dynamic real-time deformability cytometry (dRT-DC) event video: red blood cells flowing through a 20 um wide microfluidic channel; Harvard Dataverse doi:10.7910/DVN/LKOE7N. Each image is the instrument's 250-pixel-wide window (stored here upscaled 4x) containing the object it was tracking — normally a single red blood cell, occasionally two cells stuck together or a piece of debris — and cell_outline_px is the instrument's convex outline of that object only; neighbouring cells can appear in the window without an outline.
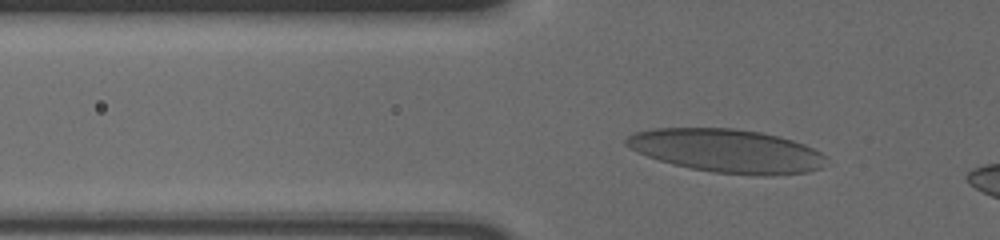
{"species": "human", "species_latin": "Homo sapiens", "temperature_condition": "cold", "stored_images_in_passage": 43, "camera_frame_rate_fps": 3000, "um_per_image_px": 0.085, "donor": {"sex": "male"}, "frame": {"image": 1, "passage_image": 11, "time_ms": 3.333, "image_size_px": [1000, 240], "cell_outline_px": [[828, 156], [820, 168], [808, 172], [772, 176], [760, 176], [712, 172], [672, 164], [648, 156], [624, 144], [624, 140], [632, 132], [652, 128], [732, 128], [760, 132], [780, 136], [804, 144]], "centroid_in_image_um": [61.8, 12.82], "position_along_channel_um": 64.0, "area_um2": 50.69}}
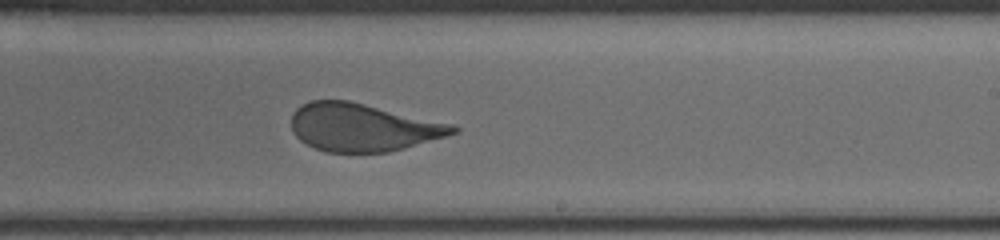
{"frame": {"image": 2, "passage_image": 28, "time_ms": 9.0, "image_size_px": [1000, 240], "cell_outline_px": [[460, 132], [404, 148], [388, 152], [324, 152], [300, 140], [296, 136], [292, 128], [292, 112], [300, 104], [308, 100], [348, 100], [452, 124], [460, 128]], "centroid_in_image_um": [30.82, 10.82], "position_along_channel_um": 258.2, "area_um2": 44.91}}
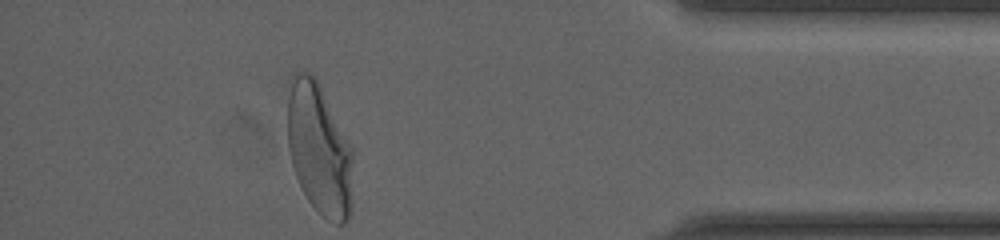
{"frame": {"image": 3, "passage_image": 43, "time_ms": 14.0, "image_size_px": [1000, 240], "cell_outline_px": [[352, 208], [348, 220], [344, 224], [336, 224], [328, 220], [308, 200], [296, 176], [292, 164], [288, 148], [288, 80], [296, 72], [308, 72], [316, 80], [352, 144]], "centroid_in_image_um": [27.15, 12.69], "position_along_channel_um": 408.1, "area_um2": 50.29}, "authors_computed_cell_mechanics": {"area_um2": 46.818, "velocity_mm_per_s": 3.6073, "shape_relaxation_time_tau1_ms": 5.4364, "shape_relaxation_time_tau2_ms": null, "deformation_change_tau1": 0.1882, "deformation_change_tau2": null}}